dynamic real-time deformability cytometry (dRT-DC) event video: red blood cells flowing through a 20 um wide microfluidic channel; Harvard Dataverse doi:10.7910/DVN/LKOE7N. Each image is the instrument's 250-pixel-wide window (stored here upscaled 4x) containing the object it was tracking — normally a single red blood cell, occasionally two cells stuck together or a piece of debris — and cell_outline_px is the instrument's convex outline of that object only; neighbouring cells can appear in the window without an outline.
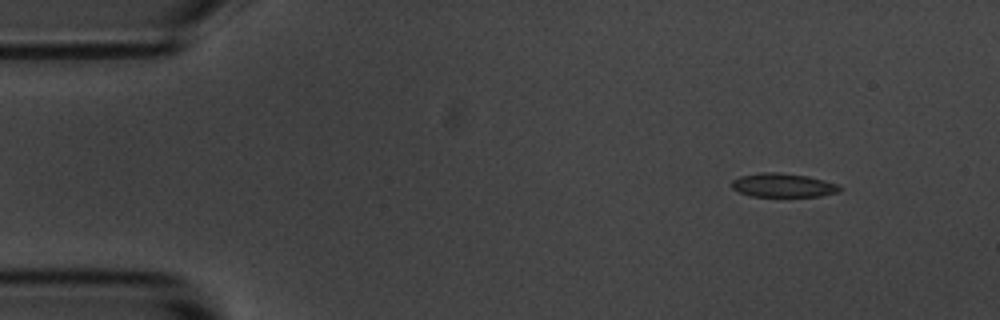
{"species": "common noctule bat (a hibernating species)", "species_latin": "Nyctalus noctula", "temperature_condition": "room temperature", "stored_images_in_passage": 4, "camera_frame_rate_fps": 3000, "um_per_image_px": 0.085, "animal": {"sex": "male", "body_mass_g": 20.1, "forearm_length_mm": 53.5}, "frame": {"image": 1, "passage_image": 1, "time_ms": 0.0, "image_size_px": [1000, 320], "cell_outline_px": [[844, 188], [840, 192], [820, 196], [752, 196], [740, 192], [732, 188], [732, 180], [740, 176], [760, 172], [780, 172], [808, 176], [836, 184]], "centroid_in_image_um": [66.57, 15.74], "position_along_channel_um": 18.4, "area_um2": 14.97}}
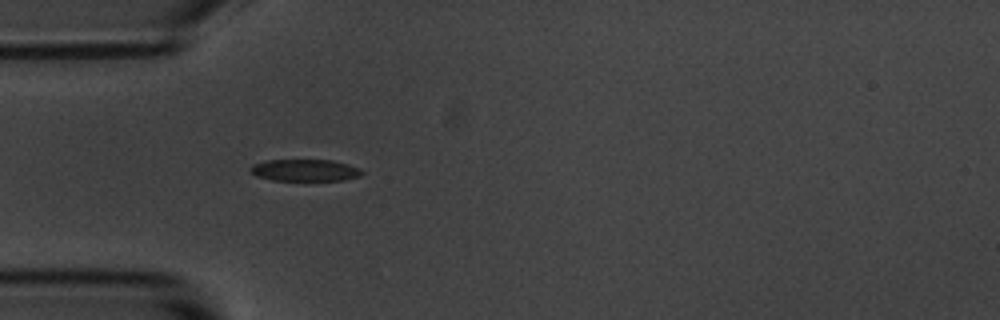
{"frame": {"image": 2, "passage_image": 4, "time_ms": 3.333, "image_size_px": [1000, 320], "cell_outline_px": [[364, 172], [360, 176], [344, 180], [272, 180], [256, 176], [248, 168], [252, 164], [268, 160], [332, 160], [348, 164], [360, 168]], "centroid_in_image_um": [25.92, 14.46], "position_along_channel_um": 59.1, "area_um2": 14.22}}